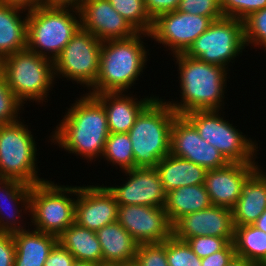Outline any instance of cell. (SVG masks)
I'll use <instances>...</instances> for the list:
<instances>
[{"mask_svg":"<svg viewBox=\"0 0 266 266\" xmlns=\"http://www.w3.org/2000/svg\"><path fill=\"white\" fill-rule=\"evenodd\" d=\"M221 113V110L193 111L184 116L195 126L200 137L213 145L229 163H258L255 160L260 147L256 140L242 135L240 129L225 120Z\"/></svg>","mask_w":266,"mask_h":266,"instance_id":"cell-9","label":"cell"},{"mask_svg":"<svg viewBox=\"0 0 266 266\" xmlns=\"http://www.w3.org/2000/svg\"><path fill=\"white\" fill-rule=\"evenodd\" d=\"M122 172L127 179L121 186H106L118 205L165 206L167 193L156 168H133Z\"/></svg>","mask_w":266,"mask_h":266,"instance_id":"cell-15","label":"cell"},{"mask_svg":"<svg viewBox=\"0 0 266 266\" xmlns=\"http://www.w3.org/2000/svg\"><path fill=\"white\" fill-rule=\"evenodd\" d=\"M156 169L166 193L179 187L204 184L207 172L204 167L172 154L162 158Z\"/></svg>","mask_w":266,"mask_h":266,"instance_id":"cell-26","label":"cell"},{"mask_svg":"<svg viewBox=\"0 0 266 266\" xmlns=\"http://www.w3.org/2000/svg\"><path fill=\"white\" fill-rule=\"evenodd\" d=\"M27 14L24 9L0 3V60L27 49Z\"/></svg>","mask_w":266,"mask_h":266,"instance_id":"cell-25","label":"cell"},{"mask_svg":"<svg viewBox=\"0 0 266 266\" xmlns=\"http://www.w3.org/2000/svg\"><path fill=\"white\" fill-rule=\"evenodd\" d=\"M23 106L0 75V125L18 121Z\"/></svg>","mask_w":266,"mask_h":266,"instance_id":"cell-34","label":"cell"},{"mask_svg":"<svg viewBox=\"0 0 266 266\" xmlns=\"http://www.w3.org/2000/svg\"><path fill=\"white\" fill-rule=\"evenodd\" d=\"M82 0H41L42 7L79 9Z\"/></svg>","mask_w":266,"mask_h":266,"instance_id":"cell-43","label":"cell"},{"mask_svg":"<svg viewBox=\"0 0 266 266\" xmlns=\"http://www.w3.org/2000/svg\"><path fill=\"white\" fill-rule=\"evenodd\" d=\"M0 75L23 105L27 101L43 104L55 84L53 61L28 49L0 60Z\"/></svg>","mask_w":266,"mask_h":266,"instance_id":"cell-5","label":"cell"},{"mask_svg":"<svg viewBox=\"0 0 266 266\" xmlns=\"http://www.w3.org/2000/svg\"><path fill=\"white\" fill-rule=\"evenodd\" d=\"M169 154L189 160L206 170L222 168L229 163L213 145L200 137L195 126L184 115L174 118Z\"/></svg>","mask_w":266,"mask_h":266,"instance_id":"cell-13","label":"cell"},{"mask_svg":"<svg viewBox=\"0 0 266 266\" xmlns=\"http://www.w3.org/2000/svg\"><path fill=\"white\" fill-rule=\"evenodd\" d=\"M102 41L81 27L53 61L54 76L90 89L99 73Z\"/></svg>","mask_w":266,"mask_h":266,"instance_id":"cell-11","label":"cell"},{"mask_svg":"<svg viewBox=\"0 0 266 266\" xmlns=\"http://www.w3.org/2000/svg\"><path fill=\"white\" fill-rule=\"evenodd\" d=\"M102 185L77 186L74 216L77 225L97 231L117 221L119 205L109 189Z\"/></svg>","mask_w":266,"mask_h":266,"instance_id":"cell-16","label":"cell"},{"mask_svg":"<svg viewBox=\"0 0 266 266\" xmlns=\"http://www.w3.org/2000/svg\"><path fill=\"white\" fill-rule=\"evenodd\" d=\"M143 37L150 34L138 32L125 39L102 41L99 73L96 83L87 91L95 95L103 92L128 93L146 69L149 49ZM148 54V55H147Z\"/></svg>","mask_w":266,"mask_h":266,"instance_id":"cell-3","label":"cell"},{"mask_svg":"<svg viewBox=\"0 0 266 266\" xmlns=\"http://www.w3.org/2000/svg\"><path fill=\"white\" fill-rule=\"evenodd\" d=\"M178 65L180 97L166 102L178 114L185 115L193 111L222 110L229 74L226 68L191 58L185 53L172 56Z\"/></svg>","mask_w":266,"mask_h":266,"instance_id":"cell-2","label":"cell"},{"mask_svg":"<svg viewBox=\"0 0 266 266\" xmlns=\"http://www.w3.org/2000/svg\"><path fill=\"white\" fill-rule=\"evenodd\" d=\"M186 242L200 259L223 250L230 243L226 238L215 236H195Z\"/></svg>","mask_w":266,"mask_h":266,"instance_id":"cell-38","label":"cell"},{"mask_svg":"<svg viewBox=\"0 0 266 266\" xmlns=\"http://www.w3.org/2000/svg\"><path fill=\"white\" fill-rule=\"evenodd\" d=\"M204 184L189 185L167 192L164 209L171 225L183 215L197 212L211 206Z\"/></svg>","mask_w":266,"mask_h":266,"instance_id":"cell-27","label":"cell"},{"mask_svg":"<svg viewBox=\"0 0 266 266\" xmlns=\"http://www.w3.org/2000/svg\"><path fill=\"white\" fill-rule=\"evenodd\" d=\"M74 256L59 242L50 251L43 266H73Z\"/></svg>","mask_w":266,"mask_h":266,"instance_id":"cell-39","label":"cell"},{"mask_svg":"<svg viewBox=\"0 0 266 266\" xmlns=\"http://www.w3.org/2000/svg\"><path fill=\"white\" fill-rule=\"evenodd\" d=\"M213 21L206 16L178 10L158 15L153 20L150 40L171 50V55L186 53L194 41L205 32Z\"/></svg>","mask_w":266,"mask_h":266,"instance_id":"cell-12","label":"cell"},{"mask_svg":"<svg viewBox=\"0 0 266 266\" xmlns=\"http://www.w3.org/2000/svg\"><path fill=\"white\" fill-rule=\"evenodd\" d=\"M109 2L137 32L150 34L153 19L147 12L145 0H109Z\"/></svg>","mask_w":266,"mask_h":266,"instance_id":"cell-31","label":"cell"},{"mask_svg":"<svg viewBox=\"0 0 266 266\" xmlns=\"http://www.w3.org/2000/svg\"><path fill=\"white\" fill-rule=\"evenodd\" d=\"M227 266H257L252 261L245 259L239 255H234L231 260L229 261Z\"/></svg>","mask_w":266,"mask_h":266,"instance_id":"cell-45","label":"cell"},{"mask_svg":"<svg viewBox=\"0 0 266 266\" xmlns=\"http://www.w3.org/2000/svg\"><path fill=\"white\" fill-rule=\"evenodd\" d=\"M14 257L13 234L0 232V266H14Z\"/></svg>","mask_w":266,"mask_h":266,"instance_id":"cell-40","label":"cell"},{"mask_svg":"<svg viewBox=\"0 0 266 266\" xmlns=\"http://www.w3.org/2000/svg\"><path fill=\"white\" fill-rule=\"evenodd\" d=\"M125 93L103 92L94 95L105 108L110 133H128L141 111L156 96L152 94L150 97L148 95L139 99L135 95Z\"/></svg>","mask_w":266,"mask_h":266,"instance_id":"cell-21","label":"cell"},{"mask_svg":"<svg viewBox=\"0 0 266 266\" xmlns=\"http://www.w3.org/2000/svg\"><path fill=\"white\" fill-rule=\"evenodd\" d=\"M245 46L243 21L223 17L213 21L185 54L228 69L229 64L243 53Z\"/></svg>","mask_w":266,"mask_h":266,"instance_id":"cell-10","label":"cell"},{"mask_svg":"<svg viewBox=\"0 0 266 266\" xmlns=\"http://www.w3.org/2000/svg\"><path fill=\"white\" fill-rule=\"evenodd\" d=\"M73 195L77 196V186L59 185L51 180L31 186L30 227L58 237L74 223L76 197Z\"/></svg>","mask_w":266,"mask_h":266,"instance_id":"cell-7","label":"cell"},{"mask_svg":"<svg viewBox=\"0 0 266 266\" xmlns=\"http://www.w3.org/2000/svg\"><path fill=\"white\" fill-rule=\"evenodd\" d=\"M180 0H145L147 12L154 20L158 15L177 10Z\"/></svg>","mask_w":266,"mask_h":266,"instance_id":"cell-42","label":"cell"},{"mask_svg":"<svg viewBox=\"0 0 266 266\" xmlns=\"http://www.w3.org/2000/svg\"><path fill=\"white\" fill-rule=\"evenodd\" d=\"M119 266H138L137 263L135 261L127 263V264H123V265H119Z\"/></svg>","mask_w":266,"mask_h":266,"instance_id":"cell-48","label":"cell"},{"mask_svg":"<svg viewBox=\"0 0 266 266\" xmlns=\"http://www.w3.org/2000/svg\"><path fill=\"white\" fill-rule=\"evenodd\" d=\"M79 13L81 28L101 41L125 39L138 33L109 0H82Z\"/></svg>","mask_w":266,"mask_h":266,"instance_id":"cell-18","label":"cell"},{"mask_svg":"<svg viewBox=\"0 0 266 266\" xmlns=\"http://www.w3.org/2000/svg\"><path fill=\"white\" fill-rule=\"evenodd\" d=\"M244 39L247 46L266 50V7L251 13L243 20ZM250 44V45H249ZM260 46V47H259Z\"/></svg>","mask_w":266,"mask_h":266,"instance_id":"cell-32","label":"cell"},{"mask_svg":"<svg viewBox=\"0 0 266 266\" xmlns=\"http://www.w3.org/2000/svg\"><path fill=\"white\" fill-rule=\"evenodd\" d=\"M178 11L209 17L212 21L223 18L220 0H180Z\"/></svg>","mask_w":266,"mask_h":266,"instance_id":"cell-37","label":"cell"},{"mask_svg":"<svg viewBox=\"0 0 266 266\" xmlns=\"http://www.w3.org/2000/svg\"><path fill=\"white\" fill-rule=\"evenodd\" d=\"M233 244L236 255L257 266L266 263V233L253 224L234 227Z\"/></svg>","mask_w":266,"mask_h":266,"instance_id":"cell-29","label":"cell"},{"mask_svg":"<svg viewBox=\"0 0 266 266\" xmlns=\"http://www.w3.org/2000/svg\"><path fill=\"white\" fill-rule=\"evenodd\" d=\"M58 242L76 260L103 265L102 248L96 231L81 227L74 222L58 236Z\"/></svg>","mask_w":266,"mask_h":266,"instance_id":"cell-28","label":"cell"},{"mask_svg":"<svg viewBox=\"0 0 266 266\" xmlns=\"http://www.w3.org/2000/svg\"><path fill=\"white\" fill-rule=\"evenodd\" d=\"M103 255V264L123 265L135 260L138 243L116 221L96 231Z\"/></svg>","mask_w":266,"mask_h":266,"instance_id":"cell-23","label":"cell"},{"mask_svg":"<svg viewBox=\"0 0 266 266\" xmlns=\"http://www.w3.org/2000/svg\"><path fill=\"white\" fill-rule=\"evenodd\" d=\"M20 120L0 125V178L33 186L47 179L38 176L37 142L28 125Z\"/></svg>","mask_w":266,"mask_h":266,"instance_id":"cell-8","label":"cell"},{"mask_svg":"<svg viewBox=\"0 0 266 266\" xmlns=\"http://www.w3.org/2000/svg\"><path fill=\"white\" fill-rule=\"evenodd\" d=\"M259 163H228L207 170L204 186L212 205L232 210L241 195L244 181L260 166Z\"/></svg>","mask_w":266,"mask_h":266,"instance_id":"cell-19","label":"cell"},{"mask_svg":"<svg viewBox=\"0 0 266 266\" xmlns=\"http://www.w3.org/2000/svg\"><path fill=\"white\" fill-rule=\"evenodd\" d=\"M117 222L138 244L162 243L172 235L164 207L119 205Z\"/></svg>","mask_w":266,"mask_h":266,"instance_id":"cell-14","label":"cell"},{"mask_svg":"<svg viewBox=\"0 0 266 266\" xmlns=\"http://www.w3.org/2000/svg\"><path fill=\"white\" fill-rule=\"evenodd\" d=\"M134 261L138 266H168L166 240L162 243L139 244Z\"/></svg>","mask_w":266,"mask_h":266,"instance_id":"cell-35","label":"cell"},{"mask_svg":"<svg viewBox=\"0 0 266 266\" xmlns=\"http://www.w3.org/2000/svg\"><path fill=\"white\" fill-rule=\"evenodd\" d=\"M253 225L266 233V210L257 218Z\"/></svg>","mask_w":266,"mask_h":266,"instance_id":"cell-46","label":"cell"},{"mask_svg":"<svg viewBox=\"0 0 266 266\" xmlns=\"http://www.w3.org/2000/svg\"><path fill=\"white\" fill-rule=\"evenodd\" d=\"M168 266H201V259L192 251L186 241L171 235L166 239Z\"/></svg>","mask_w":266,"mask_h":266,"instance_id":"cell-33","label":"cell"},{"mask_svg":"<svg viewBox=\"0 0 266 266\" xmlns=\"http://www.w3.org/2000/svg\"><path fill=\"white\" fill-rule=\"evenodd\" d=\"M224 17L244 20L251 13L266 7V0H220Z\"/></svg>","mask_w":266,"mask_h":266,"instance_id":"cell-36","label":"cell"},{"mask_svg":"<svg viewBox=\"0 0 266 266\" xmlns=\"http://www.w3.org/2000/svg\"><path fill=\"white\" fill-rule=\"evenodd\" d=\"M233 242H230L223 250L201 258V266H227L235 255Z\"/></svg>","mask_w":266,"mask_h":266,"instance_id":"cell-41","label":"cell"},{"mask_svg":"<svg viewBox=\"0 0 266 266\" xmlns=\"http://www.w3.org/2000/svg\"><path fill=\"white\" fill-rule=\"evenodd\" d=\"M99 266H117V265H107V264H103V265H99Z\"/></svg>","mask_w":266,"mask_h":266,"instance_id":"cell-49","label":"cell"},{"mask_svg":"<svg viewBox=\"0 0 266 266\" xmlns=\"http://www.w3.org/2000/svg\"><path fill=\"white\" fill-rule=\"evenodd\" d=\"M15 243L14 266H43L58 237L32 230L12 233Z\"/></svg>","mask_w":266,"mask_h":266,"instance_id":"cell-24","label":"cell"},{"mask_svg":"<svg viewBox=\"0 0 266 266\" xmlns=\"http://www.w3.org/2000/svg\"><path fill=\"white\" fill-rule=\"evenodd\" d=\"M0 3L21 8L26 11H31L41 6V0H0Z\"/></svg>","mask_w":266,"mask_h":266,"instance_id":"cell-44","label":"cell"},{"mask_svg":"<svg viewBox=\"0 0 266 266\" xmlns=\"http://www.w3.org/2000/svg\"><path fill=\"white\" fill-rule=\"evenodd\" d=\"M265 210L266 172L260 165L241 186V195L232 209L234 227L253 224Z\"/></svg>","mask_w":266,"mask_h":266,"instance_id":"cell-22","label":"cell"},{"mask_svg":"<svg viewBox=\"0 0 266 266\" xmlns=\"http://www.w3.org/2000/svg\"><path fill=\"white\" fill-rule=\"evenodd\" d=\"M74 101L70 108H66L67 113L51 132L49 140L87 162L96 161L102 157L110 134L105 108L87 92Z\"/></svg>","mask_w":266,"mask_h":266,"instance_id":"cell-1","label":"cell"},{"mask_svg":"<svg viewBox=\"0 0 266 266\" xmlns=\"http://www.w3.org/2000/svg\"><path fill=\"white\" fill-rule=\"evenodd\" d=\"M177 115L159 96L141 111L128 132L135 168H156L158 162L169 154L171 129Z\"/></svg>","mask_w":266,"mask_h":266,"instance_id":"cell-4","label":"cell"},{"mask_svg":"<svg viewBox=\"0 0 266 266\" xmlns=\"http://www.w3.org/2000/svg\"><path fill=\"white\" fill-rule=\"evenodd\" d=\"M172 235L181 241L195 236L234 239L232 210L211 205L209 208L183 215L172 225Z\"/></svg>","mask_w":266,"mask_h":266,"instance_id":"cell-17","label":"cell"},{"mask_svg":"<svg viewBox=\"0 0 266 266\" xmlns=\"http://www.w3.org/2000/svg\"><path fill=\"white\" fill-rule=\"evenodd\" d=\"M30 193L31 185L16 179L0 178V232L26 230L21 217L25 212L26 215L30 213Z\"/></svg>","mask_w":266,"mask_h":266,"instance_id":"cell-20","label":"cell"},{"mask_svg":"<svg viewBox=\"0 0 266 266\" xmlns=\"http://www.w3.org/2000/svg\"><path fill=\"white\" fill-rule=\"evenodd\" d=\"M73 266H99V265L91 263V262L75 260V262L73 263Z\"/></svg>","mask_w":266,"mask_h":266,"instance_id":"cell-47","label":"cell"},{"mask_svg":"<svg viewBox=\"0 0 266 266\" xmlns=\"http://www.w3.org/2000/svg\"><path fill=\"white\" fill-rule=\"evenodd\" d=\"M104 158L111 166L115 165L121 168L119 171H125L135 168V159L132 150L131 140L128 133H110L104 147Z\"/></svg>","mask_w":266,"mask_h":266,"instance_id":"cell-30","label":"cell"},{"mask_svg":"<svg viewBox=\"0 0 266 266\" xmlns=\"http://www.w3.org/2000/svg\"><path fill=\"white\" fill-rule=\"evenodd\" d=\"M27 16V49L52 61L81 27L79 9L39 6Z\"/></svg>","mask_w":266,"mask_h":266,"instance_id":"cell-6","label":"cell"}]
</instances>
